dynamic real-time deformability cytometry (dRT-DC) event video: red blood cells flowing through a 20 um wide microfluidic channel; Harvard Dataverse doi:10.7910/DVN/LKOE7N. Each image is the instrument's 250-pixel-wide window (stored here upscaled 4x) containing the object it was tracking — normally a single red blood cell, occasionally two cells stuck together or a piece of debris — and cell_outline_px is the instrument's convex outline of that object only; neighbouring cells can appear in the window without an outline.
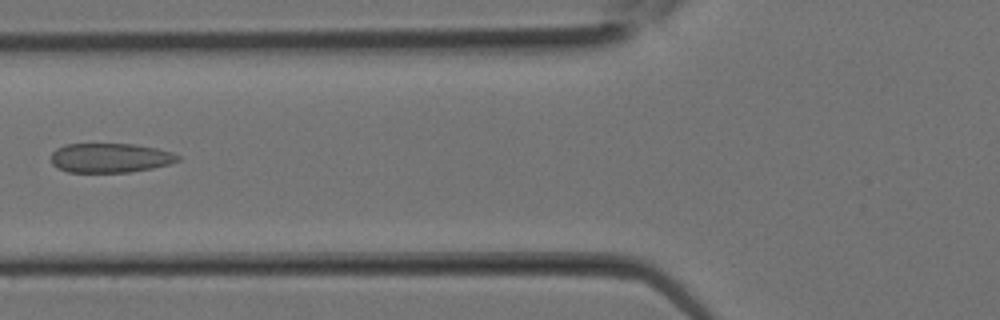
{"species": "Egyptian fruit bat (a non-hibernating species)", "species_latin": "Rousettus aegyptiacus", "temperature_condition": "room temperature", "stored_images_in_passage": 6, "camera_frame_rate_fps": 3000, "um_per_image_px": 0.085, "animal": {"sex": "female"}, "frame": {"image": 1, "passage_image": 5, "time_ms": 1.333, "image_size_px": [1000, 320], "cell_outline_px": [[180, 160], [168, 164], [152, 168], [128, 172], [68, 172], [56, 168], [52, 164], [52, 152], [56, 148], [64, 144], [132, 144], [156, 148], [172, 152], [180, 156]], "centroid_in_image_um": [9.34, 13.42], "position_along_channel_um": 116.5, "area_um2": 21.73}}